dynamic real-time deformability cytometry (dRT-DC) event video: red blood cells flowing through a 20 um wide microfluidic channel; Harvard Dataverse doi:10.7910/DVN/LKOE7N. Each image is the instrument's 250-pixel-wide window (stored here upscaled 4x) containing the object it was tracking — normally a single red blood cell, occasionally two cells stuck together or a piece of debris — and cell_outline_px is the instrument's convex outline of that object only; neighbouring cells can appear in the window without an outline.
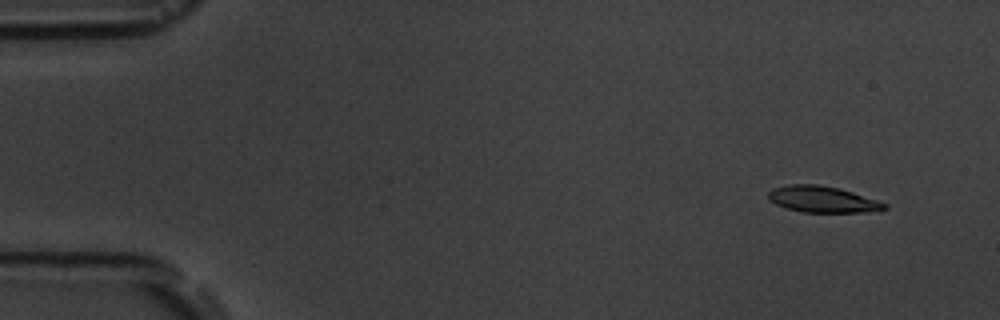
{"species": "common noctule bat (a hibernating species)", "species_latin": "Nyctalus noctula", "temperature_condition": "room temperature", "stored_images_in_passage": 5, "camera_frame_rate_fps": 3000, "um_per_image_px": 0.085, "animal": {"sex": "male", "body_mass_g": 19.5, "forearm_length_mm": 54.6}, "frame": {"image": 1, "passage_image": 2, "time_ms": 1.333, "image_size_px": [1000, 320], "cell_outline_px": [[888, 208], [880, 212], [804, 212], [788, 208], [776, 204], [768, 200], [768, 192], [772, 188], [788, 184], [816, 184], [840, 188], [888, 204]], "centroid_in_image_um": [69.94, 16.94], "position_along_channel_um": 15.1, "area_um2": 17.92}}
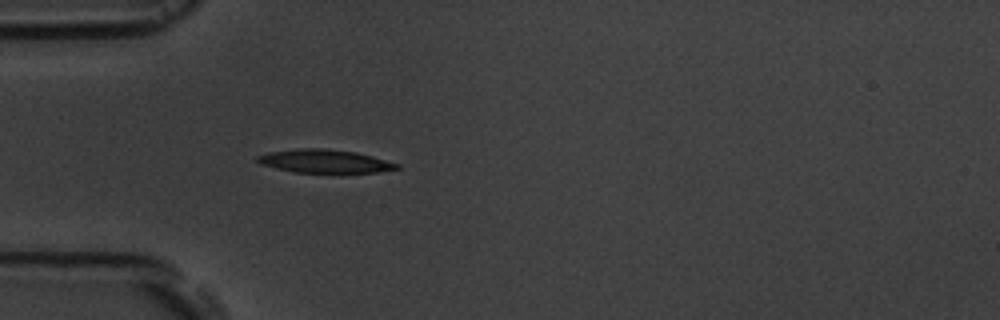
{"frame": {"image": 2, "passage_image": 5, "time_ms": 5.333, "image_size_px": [1000, 320], "cell_outline_px": [[400, 168], [376, 172], [296, 172], [276, 168], [260, 164], [256, 160], [256, 156], [268, 152], [300, 148], [324, 148], [356, 152], [372, 156], [400, 164]], "centroid_in_image_um": [27.58, 13.69], "position_along_channel_um": 57.4, "area_um2": 18.79}}